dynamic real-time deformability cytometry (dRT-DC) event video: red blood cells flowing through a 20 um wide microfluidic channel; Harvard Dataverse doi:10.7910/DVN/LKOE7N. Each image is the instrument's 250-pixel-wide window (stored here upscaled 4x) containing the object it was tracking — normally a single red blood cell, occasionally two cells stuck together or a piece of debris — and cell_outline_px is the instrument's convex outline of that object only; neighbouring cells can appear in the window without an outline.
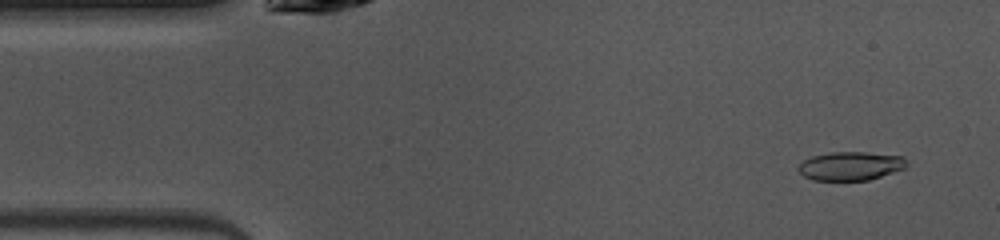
{"species": "common noctule bat (a hibernating species)", "species_latin": "Nyctalus noctula", "temperature_condition": "warm", "stored_images_in_passage": 47, "camera_frame_rate_fps": 3000, "um_per_image_px": 0.085, "animal": {"sex": "female", "body_mass_g": 10.0, "forearm_length_mm": 53.1}, "frame": {"image": 1, "passage_image": 3, "time_ms": 0.667, "image_size_px": [1000, 240], "cell_outline_px": [[908, 164], [904, 168], [868, 180], [812, 180], [804, 176], [796, 168], [804, 160], [812, 156], [832, 152], [864, 152], [904, 156]], "centroid_in_image_um": [72.29, 14.1], "position_along_channel_um": 12.7, "area_um2": 17.98}}
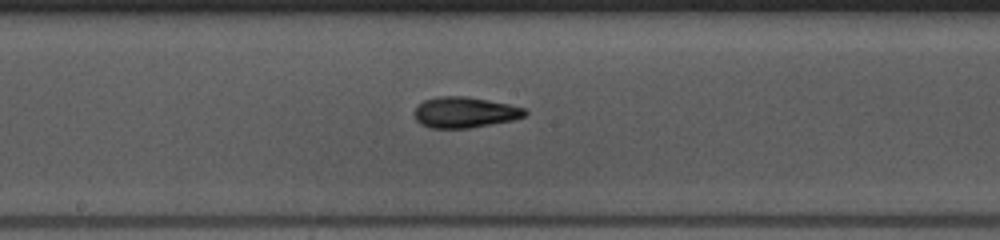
{"frame": {"image": 2, "passage_image": 23, "time_ms": 7.333, "image_size_px": [1000, 240], "cell_outline_px": [[528, 112], [524, 116], [512, 120], [468, 128], [432, 128], [420, 124], [416, 120], [412, 112], [424, 100], [436, 96], [464, 96], [488, 100], [508, 104], [524, 108]], "centroid_in_image_um": [39.46, 9.55], "position_along_channel_um": 208.7, "area_um2": 19.77}}
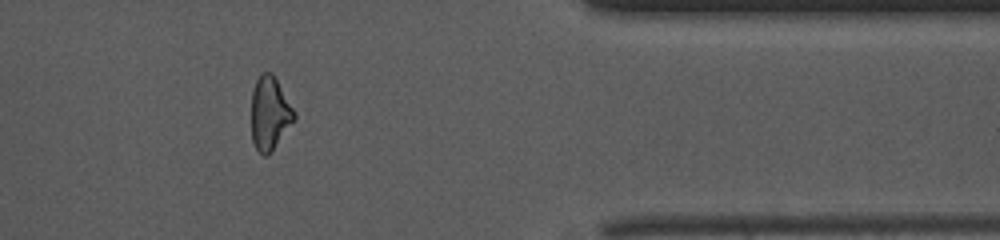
{"frame": {"image": 3, "passage_image": 38, "time_ms": 12.333, "image_size_px": [1000, 240], "cell_outline_px": [[296, 116], [272, 152], [268, 156], [264, 156], [256, 148], [252, 140], [252, 92], [256, 80], [260, 72], [272, 72], [296, 112]], "centroid_in_image_um": [22.93, 9.62], "position_along_channel_um": 388.5, "area_um2": 18.26}, "authors_computed_cell_mechanics": {"area_um2": 19.074, "velocity_mm_per_s": 4.0902, "shape_relaxation_time_tau1_ms": 4.3497, "shape_relaxation_time_tau2_ms": 2.9644, "deformation_change_tau1": 0.1783, "deformation_change_tau2": 0.0733}}